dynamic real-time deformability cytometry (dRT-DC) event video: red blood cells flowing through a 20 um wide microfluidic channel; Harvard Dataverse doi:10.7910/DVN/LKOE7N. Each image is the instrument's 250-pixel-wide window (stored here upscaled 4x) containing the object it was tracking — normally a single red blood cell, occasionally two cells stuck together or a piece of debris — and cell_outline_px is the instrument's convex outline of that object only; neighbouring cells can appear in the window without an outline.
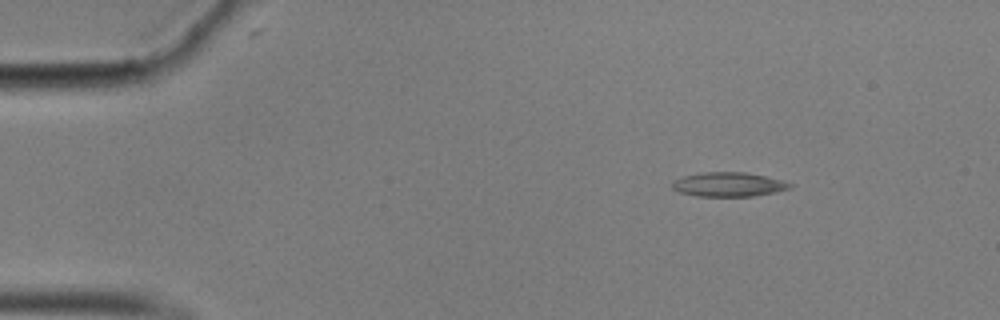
{"species": "common noctule bat (a hibernating species)", "species_latin": "Nyctalus noctula", "temperature_condition": "cold", "stored_images_in_passage": 21, "camera_frame_rate_fps": 3000, "um_per_image_px": 0.085, "animal": {"sex": "male", "body_mass_g": 17.9}, "frame": {"image": 1, "passage_image": 1, "time_ms": 0.0, "image_size_px": [1000, 320], "cell_outline_px": [[792, 188], [752, 196], [696, 196], [680, 192], [672, 188], [672, 180], [684, 176], [704, 172], [744, 172], [784, 180], [792, 184]], "centroid_in_image_um": [61.91, 15.67], "position_along_channel_um": 23.1, "area_um2": 16.53}}
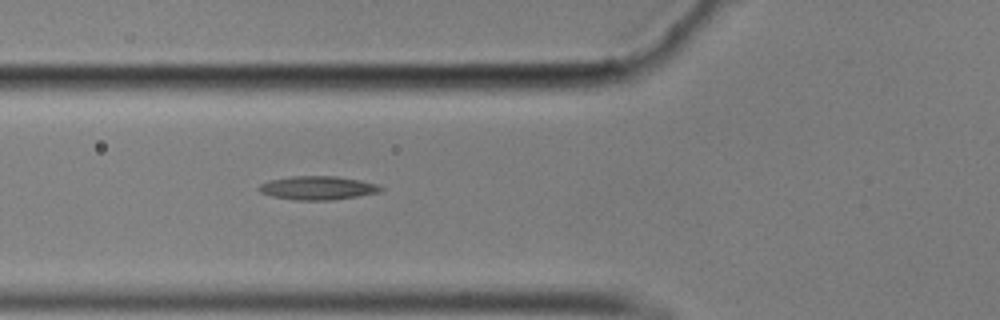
{"frame": {"image": 2, "passage_image": 14, "time_ms": 4.333, "image_size_px": [1000, 320], "cell_outline_px": [[384, 188], [380, 192], [332, 200], [296, 200], [272, 196], [260, 192], [256, 188], [260, 184], [272, 180], [292, 176], [336, 176], [360, 180], [376, 184]], "centroid_in_image_um": [26.99, 15.97], "position_along_channel_um": 98.8, "area_um2": 16.65}}
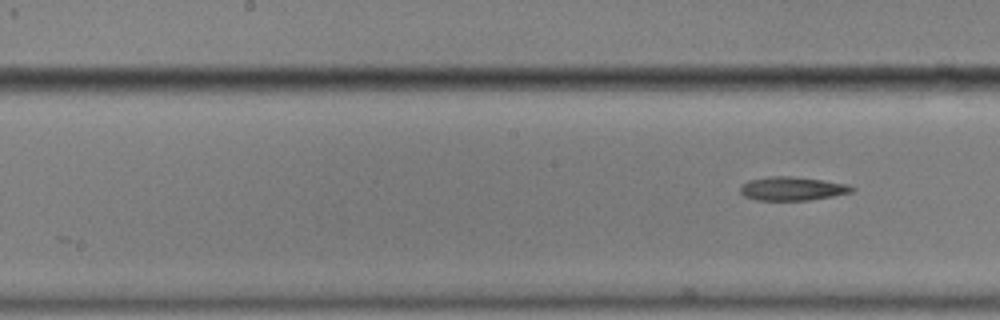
{"frame": {"image": 3, "passage_image": 21, "time_ms": 6.667, "image_size_px": [1000, 320], "cell_outline_px": [[856, 188], [852, 192], [832, 196], [808, 200], [756, 200], [744, 196], [740, 192], [740, 184], [748, 180], [768, 176], [792, 176], [824, 180], [844, 184]], "centroid_in_image_um": [67.28, 16.02], "position_along_channel_um": 180.9, "area_um2": 15.43}}